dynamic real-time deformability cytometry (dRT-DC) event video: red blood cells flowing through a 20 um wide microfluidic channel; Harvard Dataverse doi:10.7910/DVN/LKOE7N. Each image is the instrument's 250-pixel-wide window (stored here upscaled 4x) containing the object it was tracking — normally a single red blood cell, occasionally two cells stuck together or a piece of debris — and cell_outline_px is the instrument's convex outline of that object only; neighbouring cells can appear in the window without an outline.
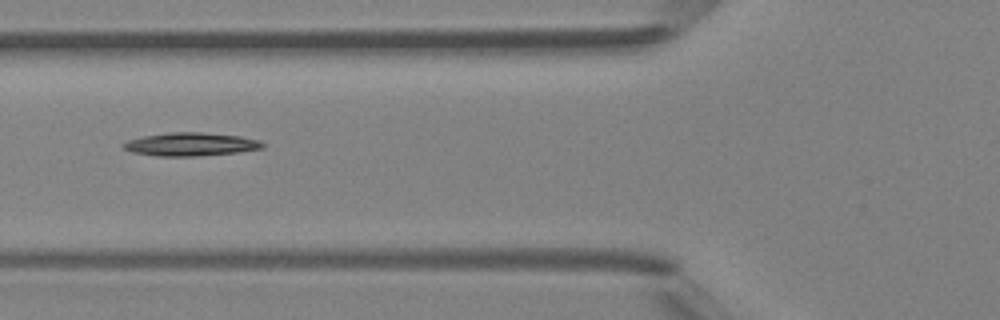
{"species": "Egyptian fruit bat (a non-hibernating species)", "species_latin": "Rousettus aegyptiacus", "temperature_condition": "room temperature", "stored_images_in_passage": 4, "camera_frame_rate_fps": 3000, "um_per_image_px": 0.085, "animal": {"sex": "female"}, "frame": {"image": 1, "passage_image": 3, "time_ms": 2.333, "image_size_px": [1000, 320], "cell_outline_px": [[264, 148], [236, 152], [196, 156], [156, 156], [132, 152], [124, 148], [120, 144], [128, 140], [144, 136], [168, 132], [200, 132], [240, 136], [260, 140], [264, 144]], "centroid_in_image_um": [16.19, 12.26], "position_along_channel_um": 109.6, "area_um2": 18.84}}
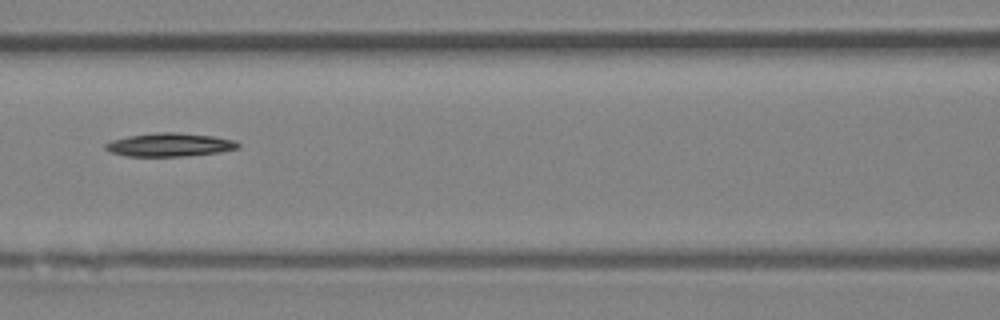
{"frame": {"image": 2, "passage_image": 4, "time_ms": 3.333, "image_size_px": [1000, 320], "cell_outline_px": [[240, 148], [220, 152], [188, 156], [124, 156], [108, 152], [104, 148], [104, 144], [112, 140], [128, 136], [160, 132], [176, 132], [216, 136], [236, 140], [240, 144]], "centroid_in_image_um": [14.44, 12.31], "position_along_channel_um": 152.2, "area_um2": 18.38}}